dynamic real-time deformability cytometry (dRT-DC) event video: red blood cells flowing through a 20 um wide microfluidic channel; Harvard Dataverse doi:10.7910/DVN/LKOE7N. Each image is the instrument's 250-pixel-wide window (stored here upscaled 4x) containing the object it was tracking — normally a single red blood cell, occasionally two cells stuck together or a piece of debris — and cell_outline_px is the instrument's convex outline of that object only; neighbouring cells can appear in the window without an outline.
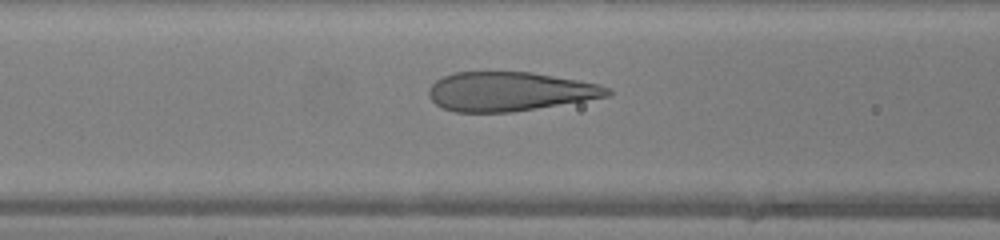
{"species": "human", "species_latin": "Homo sapiens", "temperature_condition": "warm", "stored_images_in_passage": 32, "camera_frame_rate_fps": 3000, "um_per_image_px": 0.085, "donor": {"sex": "female"}, "frame": {"image": 1, "passage_image": 10, "time_ms": 3.0, "image_size_px": [1000, 240], "cell_outline_px": [[612, 96], [512, 112], [456, 112], [444, 108], [436, 104], [428, 96], [428, 88], [436, 80], [444, 76], [456, 72], [532, 72], [600, 84], [612, 88]], "centroid_in_image_um": [43.35, 7.77], "position_along_channel_um": 123.3, "area_um2": 40.81}}
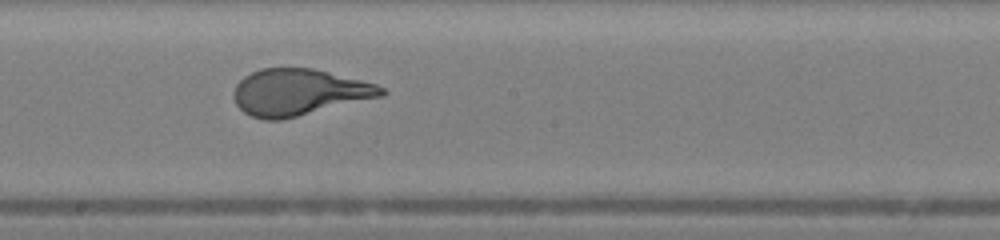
{"frame": {"image": 2, "passage_image": 17, "time_ms": 5.333, "image_size_px": [1000, 240], "cell_outline_px": [[388, 92], [384, 96], [280, 120], [264, 120], [252, 116], [244, 112], [236, 104], [232, 96], [232, 92], [236, 84], [244, 76], [260, 68], [312, 68], [376, 84], [384, 88]], "centroid_in_image_um": [25.38, 7.84], "position_along_channel_um": 222.8, "area_um2": 39.94}}
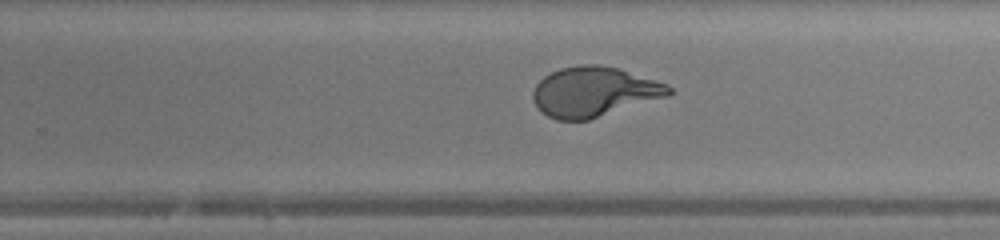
{"frame": {"image": 3, "passage_image": 21, "time_ms": 6.667, "image_size_px": [1000, 240], "cell_outline_px": [[672, 92], [668, 96], [588, 120], [556, 120], [540, 112], [532, 100], [532, 92], [536, 84], [544, 76], [560, 68], [580, 64], [596, 64], [616, 68], [668, 84], [672, 88]], "centroid_in_image_um": [50.45, 7.81], "position_along_channel_um": 279.3, "area_um2": 39.42}, "authors_computed_cell_mechanics": {"area_um2": 40.3444, "velocity_mm_per_s": 4.2644, "shape_relaxation_time_tau1_ms": 5.8494, "shape_relaxation_time_tau2_ms": null, "deformation_change_tau1": 0.3105, "deformation_change_tau2": null}}